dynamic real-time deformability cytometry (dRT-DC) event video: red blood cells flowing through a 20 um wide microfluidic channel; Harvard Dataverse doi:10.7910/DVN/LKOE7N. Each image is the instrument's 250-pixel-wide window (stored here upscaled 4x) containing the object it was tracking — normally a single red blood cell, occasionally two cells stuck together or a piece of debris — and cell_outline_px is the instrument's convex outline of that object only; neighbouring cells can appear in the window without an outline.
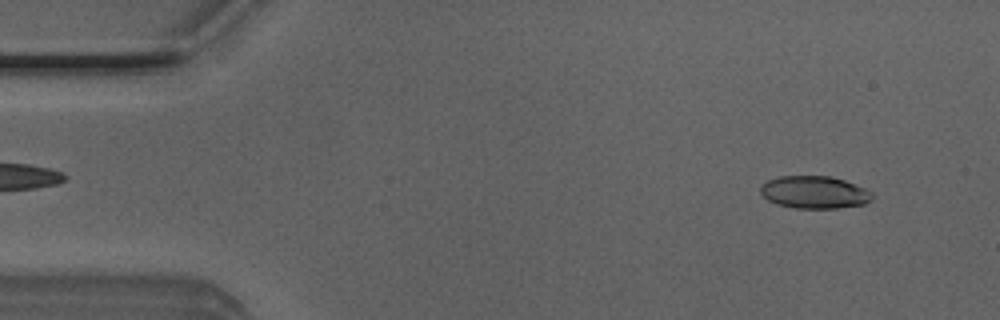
{"species": "Egyptian fruit bat (a non-hibernating species)", "species_latin": "Rousettus aegyptiacus", "temperature_condition": "room temperature", "stored_images_in_passage": 11, "camera_frame_rate_fps": 3000, "um_per_image_px": 0.085, "animal": {"sex": "male"}, "frame": {"image": 1, "passage_image": 4, "time_ms": 1.0, "image_size_px": [1000, 320], "cell_outline_px": [[872, 200], [864, 204], [836, 208], [796, 208], [776, 204], [768, 200], [760, 192], [760, 184], [768, 180], [780, 176], [828, 176], [844, 180], [864, 188], [872, 192]], "centroid_in_image_um": [69.2, 16.34], "position_along_channel_um": 15.8, "area_um2": 21.1}}